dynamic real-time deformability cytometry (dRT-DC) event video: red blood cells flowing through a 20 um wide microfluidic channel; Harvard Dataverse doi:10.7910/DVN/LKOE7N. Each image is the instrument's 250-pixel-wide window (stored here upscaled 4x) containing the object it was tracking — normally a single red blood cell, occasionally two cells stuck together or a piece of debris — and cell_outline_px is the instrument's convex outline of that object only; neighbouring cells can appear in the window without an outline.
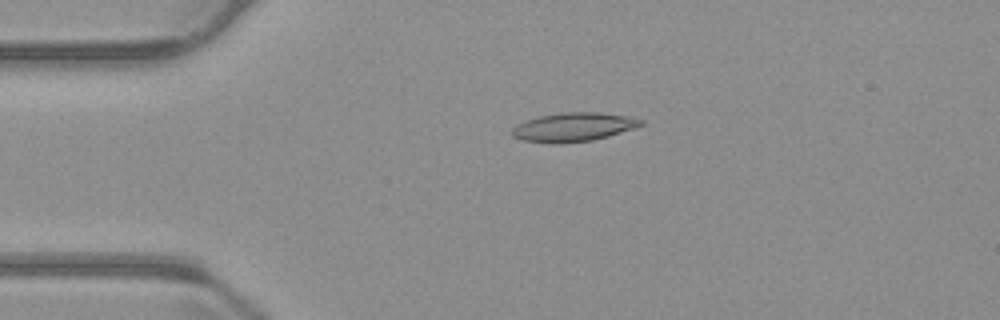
{"species": "common noctule bat (a hibernating species)", "species_latin": "Nyctalus noctula", "temperature_condition": "warm", "stored_images_in_passage": 55, "camera_frame_rate_fps": 3000, "um_per_image_px": 0.085, "animal": {"sex": "male", "body_mass_g": 23.1, "forearm_length_mm": 52.7}, "frame": {"image": 1, "passage_image": 12, "time_ms": 3.667, "image_size_px": [1000, 320], "cell_outline_px": [[644, 124], [636, 128], [608, 136], [592, 140], [560, 144], [552, 144], [520, 140], [512, 136], [512, 128], [516, 124], [540, 116], [564, 112], [596, 112], [628, 116], [644, 120]], "centroid_in_image_um": [48.74, 10.81], "position_along_channel_um": 36.3, "area_um2": 21.79}}
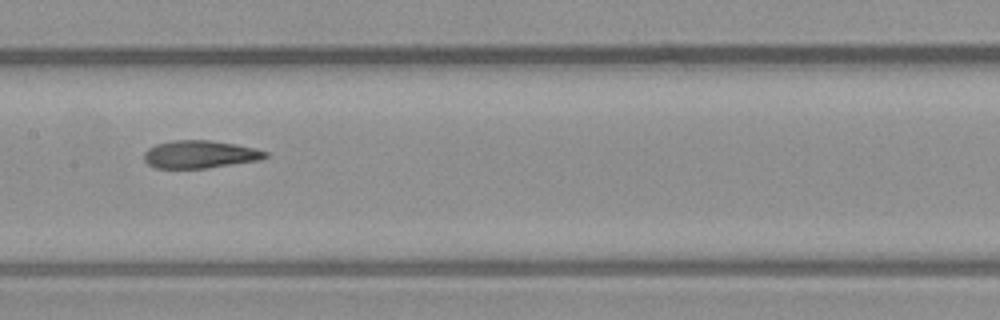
{"frame": {"image": 2, "passage_image": 27, "time_ms": 8.667, "image_size_px": [1000, 320], "cell_outline_px": [[268, 156], [260, 160], [204, 168], [156, 168], [148, 164], [144, 160], [144, 152], [148, 148], [156, 144], [172, 140], [212, 140], [236, 144], [256, 148], [268, 152]], "centroid_in_image_um": [16.99, 13.11], "position_along_channel_um": 190.4, "area_um2": 19.65}}
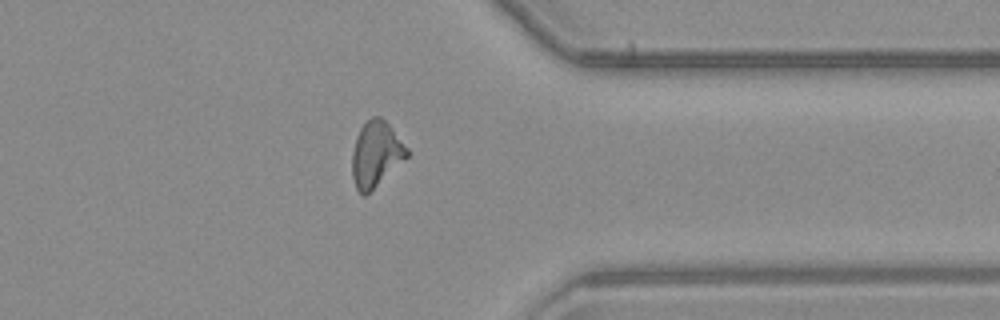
{"frame": {"image": 3, "passage_image": 43, "time_ms": 14.0, "image_size_px": [1000, 320], "cell_outline_px": [[408, 156], [364, 196], [356, 188], [352, 176], [352, 152], [356, 136], [360, 128], [372, 116], [380, 116], [392, 128], [408, 148]], "centroid_in_image_um": [31.94, 13.07], "position_along_channel_um": 379.5, "area_um2": 20.52}, "authors_computed_cell_mechanics": {"area_um2": 20.2878, "velocity_mm_per_s": 3.7365, "shape_relaxation_time_tau1_ms": 5.8452, "shape_relaxation_time_tau2_ms": 2.3336, "deformation_change_tau1": 0.1957, "deformation_change_tau2": 0.1159}}